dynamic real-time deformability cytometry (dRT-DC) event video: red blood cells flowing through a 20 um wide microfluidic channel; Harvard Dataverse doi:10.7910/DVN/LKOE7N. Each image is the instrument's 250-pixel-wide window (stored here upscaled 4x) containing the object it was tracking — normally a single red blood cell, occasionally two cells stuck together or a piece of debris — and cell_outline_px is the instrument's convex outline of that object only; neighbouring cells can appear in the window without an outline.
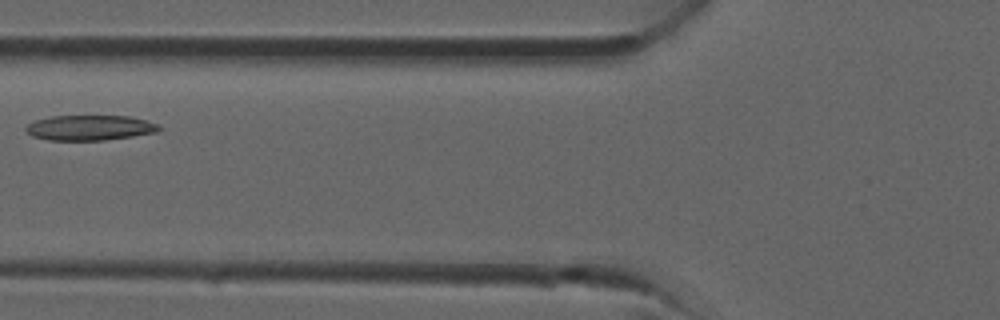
{"species": "common noctule bat (a hibernating species)", "species_latin": "Nyctalus noctula", "temperature_condition": "room temperature", "stored_images_in_passage": 28, "camera_frame_rate_fps": 3000, "um_per_image_px": 0.085, "animal": {"sex": "male", "forearm_length_mm": 52.5}, "frame": {"image": 1, "passage_image": 6, "time_ms": 1.667, "image_size_px": [1000, 320], "cell_outline_px": [[160, 128], [156, 132], [132, 136], [104, 140], [48, 140], [32, 136], [24, 128], [28, 124], [36, 120], [52, 116], [128, 116], [144, 120], [156, 124]], "centroid_in_image_um": [7.59, 10.86], "position_along_channel_um": 118.2, "area_um2": 19.25}}
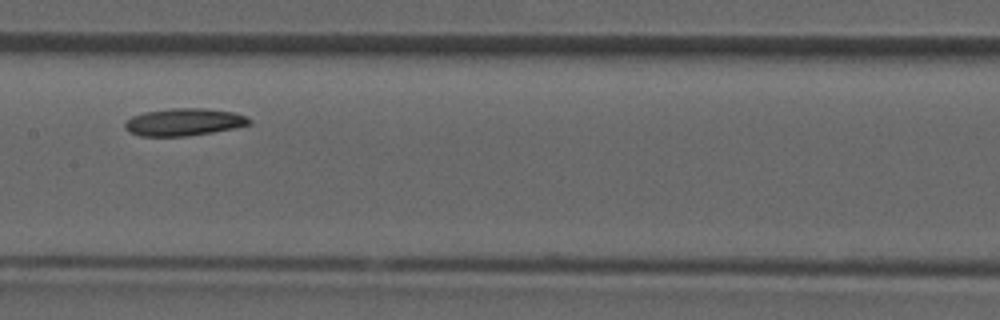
{"frame": {"image": 2, "passage_image": 10, "time_ms": 3.0, "image_size_px": [1000, 320], "cell_outline_px": [[252, 124], [212, 132], [184, 136], [140, 136], [128, 132], [124, 128], [124, 124], [132, 116], [144, 112], [172, 108], [204, 108], [236, 112], [252, 120]], "centroid_in_image_um": [15.62, 10.37], "position_along_channel_um": 191.8, "area_um2": 19.83}}